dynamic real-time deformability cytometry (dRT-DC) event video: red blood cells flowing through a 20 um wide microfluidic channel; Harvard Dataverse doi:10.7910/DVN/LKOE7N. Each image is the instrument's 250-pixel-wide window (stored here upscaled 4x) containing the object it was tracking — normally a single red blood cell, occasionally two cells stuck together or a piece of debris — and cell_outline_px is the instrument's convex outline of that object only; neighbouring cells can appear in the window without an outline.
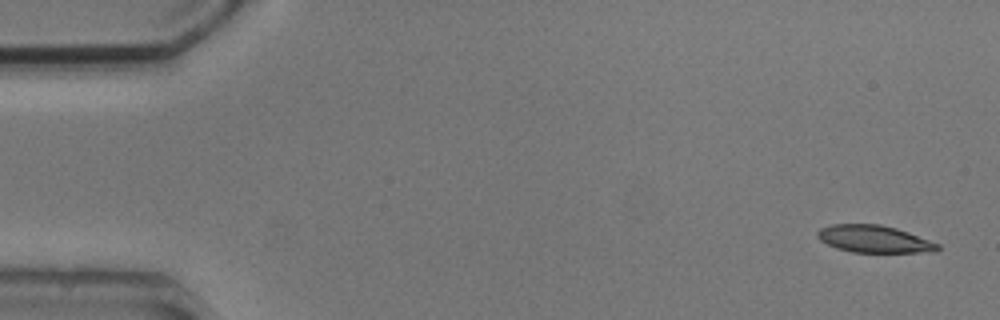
{"species": "common noctule bat (a hibernating species)", "species_latin": "Nyctalus noctula", "temperature_condition": "cold", "stored_images_in_passage": 5, "camera_frame_rate_fps": 3000, "um_per_image_px": 0.085, "animal": {"sex": "male", "body_mass_g": 20.5, "forearm_length_mm": 52.5}, "frame": {"image": 1, "passage_image": 1, "time_ms": 0.0, "image_size_px": [1000, 320], "cell_outline_px": [[940, 248], [936, 252], [852, 252], [836, 248], [820, 240], [816, 236], [816, 232], [820, 228], [832, 224], [880, 224], [896, 228], [908, 232], [940, 244]], "centroid_in_image_um": [74.29, 20.31], "position_along_channel_um": 10.7, "area_um2": 19.13}}
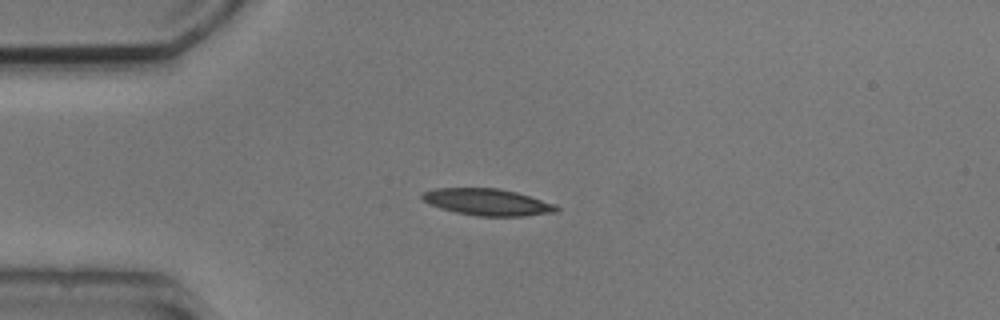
{"frame": {"image": 2, "passage_image": 4, "time_ms": 3.667, "image_size_px": [1000, 320], "cell_outline_px": [[560, 212], [524, 216], [476, 216], [456, 212], [440, 208], [428, 204], [420, 196], [420, 192], [436, 188], [500, 188], [516, 192], [556, 204], [560, 208]], "centroid_in_image_um": [41.44, 17.18], "position_along_channel_um": 43.6, "area_um2": 21.15}}